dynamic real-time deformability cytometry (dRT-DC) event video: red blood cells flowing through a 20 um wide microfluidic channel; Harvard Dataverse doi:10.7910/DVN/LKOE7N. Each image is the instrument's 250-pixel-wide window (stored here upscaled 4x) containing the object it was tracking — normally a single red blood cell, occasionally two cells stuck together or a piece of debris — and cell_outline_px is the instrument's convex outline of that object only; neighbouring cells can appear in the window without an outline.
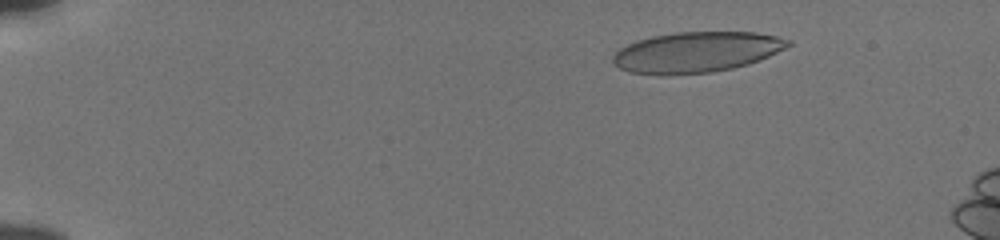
{"species": "human", "species_latin": "Homo sapiens", "temperature_condition": "cold", "stored_images_in_passage": 49, "camera_frame_rate_fps": 3000, "um_per_image_px": 0.085, "donor": {"sex": "male"}, "frame": {"image": 1, "passage_image": 3, "time_ms": 0.667, "image_size_px": [1000, 240], "cell_outline_px": [[792, 44], [768, 56], [748, 64], [732, 68], [712, 72], [668, 76], [660, 76], [628, 72], [620, 68], [612, 60], [612, 56], [620, 48], [636, 40], [652, 36], [676, 32], [756, 32], [780, 36], [792, 40]], "centroid_in_image_um": [59.18, 4.44], "position_along_channel_um": 25.8, "area_um2": 41.79}}
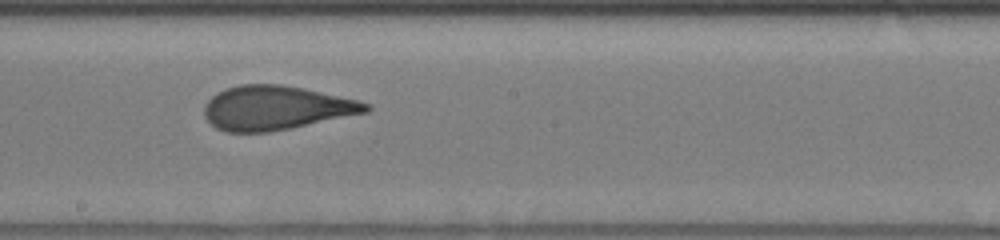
{"frame": {"image": 2, "passage_image": 27, "time_ms": 8.667, "image_size_px": [1000, 240], "cell_outline_px": [[372, 108], [368, 112], [268, 132], [224, 132], [216, 128], [204, 116], [204, 104], [212, 96], [228, 88], [240, 84], [280, 84], [300, 88], [356, 100], [372, 104]], "centroid_in_image_um": [23.42, 9.17], "position_along_channel_um": 224.8, "area_um2": 40.98}}
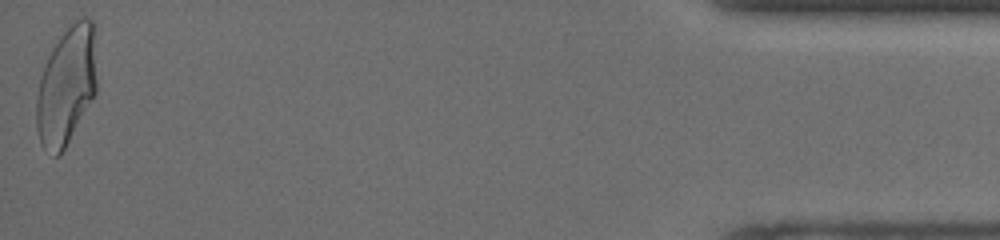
{"frame": {"image": 3, "passage_image": 49, "time_ms": 16.0, "image_size_px": [1000, 240], "cell_outline_px": [[96, 92], [60, 156], [56, 156], [44, 148], [40, 144], [36, 128], [36, 100], [40, 76], [48, 56], [52, 48], [60, 36], [76, 20], [84, 16], [92, 20], [96, 24]], "centroid_in_image_um": [5.66, 7.25], "position_along_channel_um": 429.5, "area_um2": 41.85}, "authors_computed_cell_mechanics": {"area_um2": 41.7316, "velocity_mm_per_s": 3.846, "shape_relaxation_time_tau1_ms": 5.0147, "shape_relaxation_time_tau2_ms": 0.9214, "deformation_change_tau1": 0.1896, "deformation_change_tau2": 0.093}}